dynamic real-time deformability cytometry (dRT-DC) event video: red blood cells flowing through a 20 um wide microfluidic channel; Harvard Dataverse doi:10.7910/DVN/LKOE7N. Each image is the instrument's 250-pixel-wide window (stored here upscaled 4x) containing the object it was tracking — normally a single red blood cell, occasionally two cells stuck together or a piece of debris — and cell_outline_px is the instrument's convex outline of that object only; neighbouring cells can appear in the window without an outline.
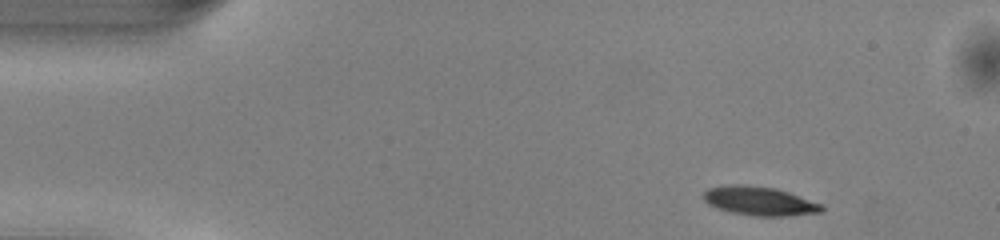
{"species": "common noctule bat (a hibernating species)", "species_latin": "Nyctalus noctula", "temperature_condition": "warm", "stored_images_in_passage": 33, "camera_frame_rate_fps": 3000, "um_per_image_px": 0.085, "animal": {"sex": "male", "body_mass_g": 13.0, "forearm_length_mm": 53.1}, "frame": {"image": 1, "passage_image": 1, "time_ms": 0.0, "image_size_px": [1000, 240], "cell_outline_px": [[824, 212], [788, 216], [756, 216], [732, 212], [716, 208], [708, 204], [704, 200], [704, 192], [708, 188], [728, 184], [748, 184], [772, 188], [788, 192], [824, 204]], "centroid_in_image_um": [64.58, 17.09], "position_along_channel_um": 20.4, "area_um2": 20.06}}